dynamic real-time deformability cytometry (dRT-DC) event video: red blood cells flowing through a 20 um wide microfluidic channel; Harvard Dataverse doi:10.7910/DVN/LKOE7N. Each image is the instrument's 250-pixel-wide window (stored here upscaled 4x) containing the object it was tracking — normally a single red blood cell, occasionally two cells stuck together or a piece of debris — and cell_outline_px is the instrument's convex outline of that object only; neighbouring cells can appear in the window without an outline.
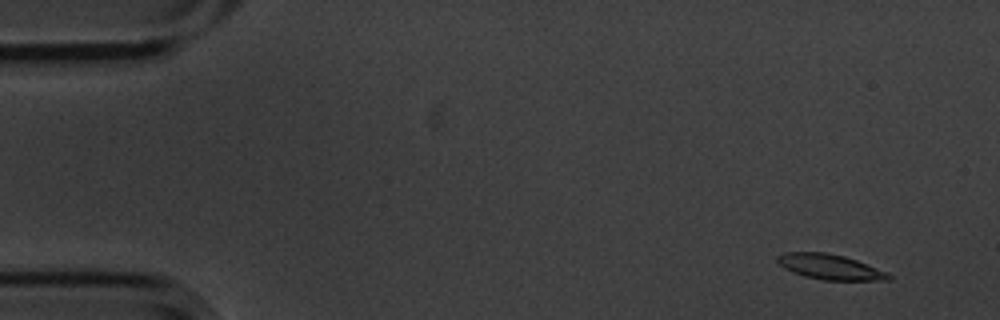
{"species": "common noctule bat (a hibernating species)", "species_latin": "Nyctalus noctula", "temperature_condition": "cold", "stored_images_in_passage": 4, "camera_frame_rate_fps": 3000, "um_per_image_px": 0.085, "animal": {"sex": "male", "body_mass_g": 20.1, "forearm_length_mm": 53.5}, "frame": {"image": 1, "passage_image": 1, "time_ms": 0.0, "image_size_px": [1000, 320], "cell_outline_px": [[892, 280], [824, 280], [804, 276], [792, 272], [784, 268], [776, 260], [776, 256], [784, 252], [824, 252], [844, 256], [856, 260], [888, 272], [892, 276]], "centroid_in_image_um": [70.54, 22.68], "position_along_channel_um": 14.5, "area_um2": 16.36}}